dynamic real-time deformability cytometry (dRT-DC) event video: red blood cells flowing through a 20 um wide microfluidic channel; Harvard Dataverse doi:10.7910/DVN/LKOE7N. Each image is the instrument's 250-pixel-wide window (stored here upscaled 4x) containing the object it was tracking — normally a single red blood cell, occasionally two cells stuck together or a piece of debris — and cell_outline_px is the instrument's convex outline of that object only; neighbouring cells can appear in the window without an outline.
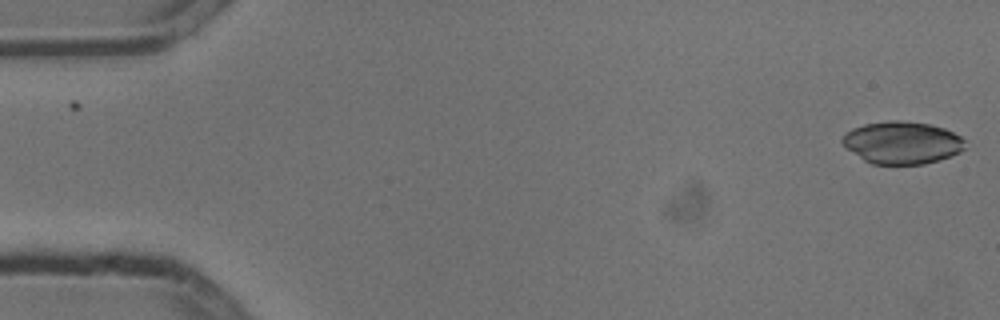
{"species": "common noctule bat (a hibernating species)", "species_latin": "Nyctalus noctula", "temperature_condition": "cold", "stored_images_in_passage": 2, "camera_frame_rate_fps": 3000, "um_per_image_px": 0.085, "animal": {"sex": "male", "body_mass_g": 13.3}, "frame": {"image": 1, "passage_image": 2, "time_ms": 0.333, "image_size_px": [1000, 320], "cell_outline_px": [[964, 148], [960, 152], [924, 164], [872, 164], [864, 160], [848, 148], [840, 140], [844, 132], [852, 128], [864, 124], [888, 120], [900, 120], [928, 124], [944, 128], [960, 136], [964, 140]], "centroid_in_image_um": [76.64, 12.11], "position_along_channel_um": 8.4, "area_um2": 30.11}}